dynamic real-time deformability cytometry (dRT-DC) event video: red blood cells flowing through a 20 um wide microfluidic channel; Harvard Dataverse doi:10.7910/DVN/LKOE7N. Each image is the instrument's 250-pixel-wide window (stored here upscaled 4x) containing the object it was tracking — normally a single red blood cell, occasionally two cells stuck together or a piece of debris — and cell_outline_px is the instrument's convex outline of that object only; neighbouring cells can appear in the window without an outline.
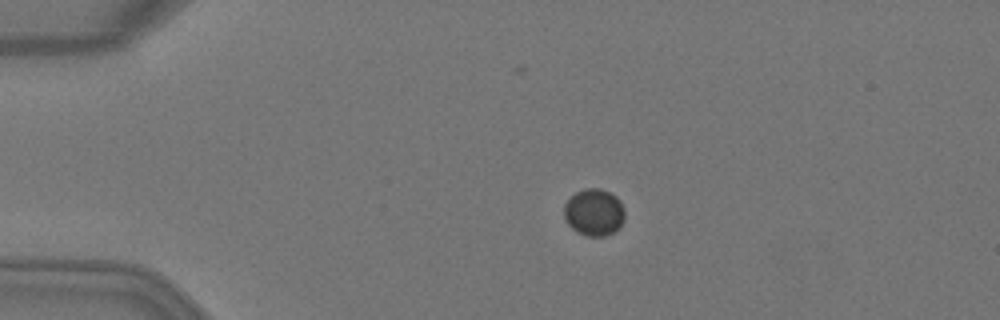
{"species": "Egyptian fruit bat (a non-hibernating species)", "species_latin": "Rousettus aegyptiacus", "temperature_condition": "warm", "stored_images_in_passage": 4, "camera_frame_rate_fps": 3000, "um_per_image_px": 0.085, "animal": {"sex": "female"}, "frame": {"image": 1, "passage_image": 3, "time_ms": 0.667, "image_size_px": [1000, 320], "cell_outline_px": [[624, 220], [616, 232], [604, 236], [588, 236], [576, 232], [568, 224], [564, 216], [564, 204], [576, 192], [584, 188], [600, 188], [616, 196], [620, 200], [624, 208]], "centroid_in_image_um": [50.51, 18.05], "position_along_channel_um": 34.5, "area_um2": 16.76}}